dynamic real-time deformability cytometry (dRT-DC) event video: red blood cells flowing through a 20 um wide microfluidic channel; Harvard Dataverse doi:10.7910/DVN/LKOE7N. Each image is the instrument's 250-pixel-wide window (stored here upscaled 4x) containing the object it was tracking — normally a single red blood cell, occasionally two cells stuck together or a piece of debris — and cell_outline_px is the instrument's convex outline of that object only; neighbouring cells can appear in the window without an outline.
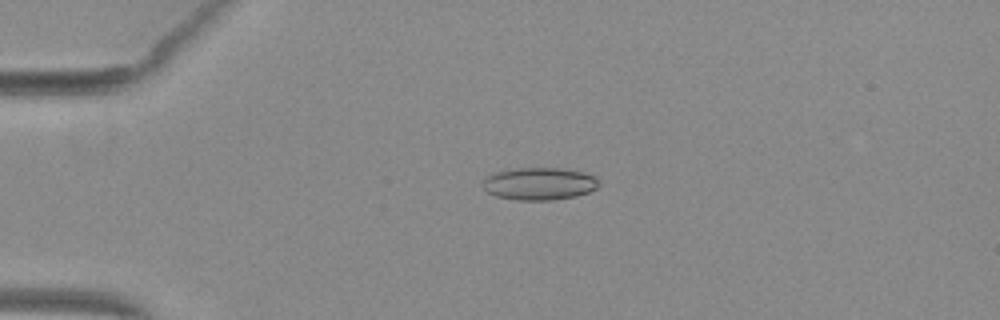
{"species": "common noctule bat (a hibernating species)", "species_latin": "Nyctalus noctula", "temperature_condition": "warm", "stored_images_in_passage": 10, "camera_frame_rate_fps": 3000, "um_per_image_px": 0.085, "animal": {"sex": "female", "body_mass_g": 29.2, "forearm_length_mm": 56.3}, "frame": {"image": 1, "passage_image": 6, "time_ms": 1.667, "image_size_px": [1000, 320], "cell_outline_px": [[600, 184], [596, 188], [588, 192], [576, 196], [552, 200], [520, 200], [496, 196], [488, 192], [480, 184], [488, 176], [496, 172], [516, 168], [560, 168], [584, 172], [596, 176]], "centroid_in_image_um": [45.86, 15.61], "position_along_channel_um": 39.1, "area_um2": 21.96}}